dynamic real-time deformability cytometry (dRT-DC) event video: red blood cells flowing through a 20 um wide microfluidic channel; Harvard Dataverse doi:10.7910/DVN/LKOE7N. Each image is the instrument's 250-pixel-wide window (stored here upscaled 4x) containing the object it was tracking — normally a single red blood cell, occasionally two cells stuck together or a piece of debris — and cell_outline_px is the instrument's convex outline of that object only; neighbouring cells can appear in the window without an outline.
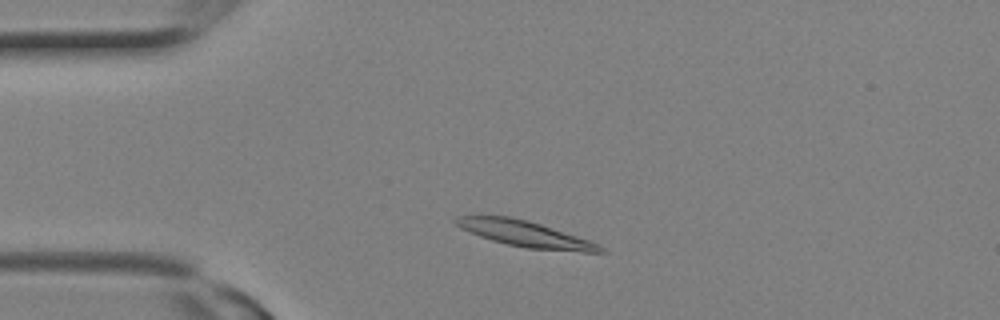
{"species": "Egyptian fruit bat (a non-hibernating species)", "species_latin": "Rousettus aegyptiacus", "temperature_condition": "room temperature", "stored_images_in_passage": 6, "camera_frame_rate_fps": 3000, "um_per_image_px": 0.085, "animal": {"sex": "female"}, "frame": {"image": 1, "passage_image": 3, "time_ms": 0.667, "image_size_px": [1000, 320], "cell_outline_px": [[608, 252], [580, 252], [528, 248], [508, 244], [492, 240], [480, 236], [460, 228], [452, 220], [456, 216], [508, 216], [528, 220], [600, 244]], "centroid_in_image_um": [44.64, 19.88], "position_along_channel_um": 40.4, "area_um2": 21.56}}
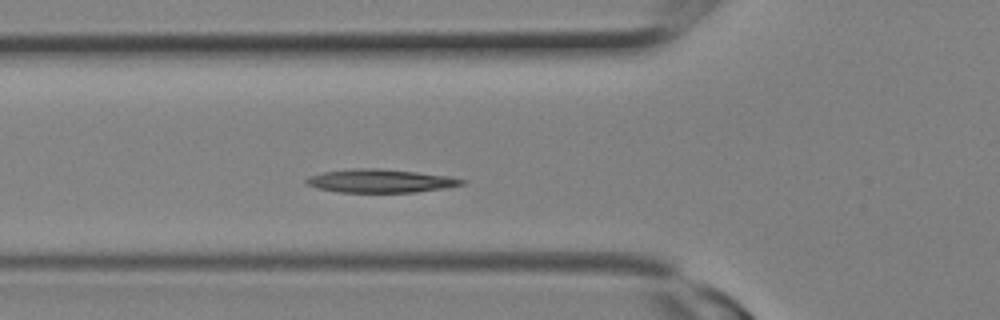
{"frame": {"image": 2, "passage_image": 6, "time_ms": 1.667, "image_size_px": [1000, 320], "cell_outline_px": [[468, 180], [464, 184], [444, 188], [416, 192], [340, 192], [316, 188], [304, 184], [304, 180], [308, 176], [324, 172], [356, 168], [380, 168], [452, 176]], "centroid_in_image_um": [32.34, 15.37], "position_along_channel_um": 93.5, "area_um2": 21.33}}